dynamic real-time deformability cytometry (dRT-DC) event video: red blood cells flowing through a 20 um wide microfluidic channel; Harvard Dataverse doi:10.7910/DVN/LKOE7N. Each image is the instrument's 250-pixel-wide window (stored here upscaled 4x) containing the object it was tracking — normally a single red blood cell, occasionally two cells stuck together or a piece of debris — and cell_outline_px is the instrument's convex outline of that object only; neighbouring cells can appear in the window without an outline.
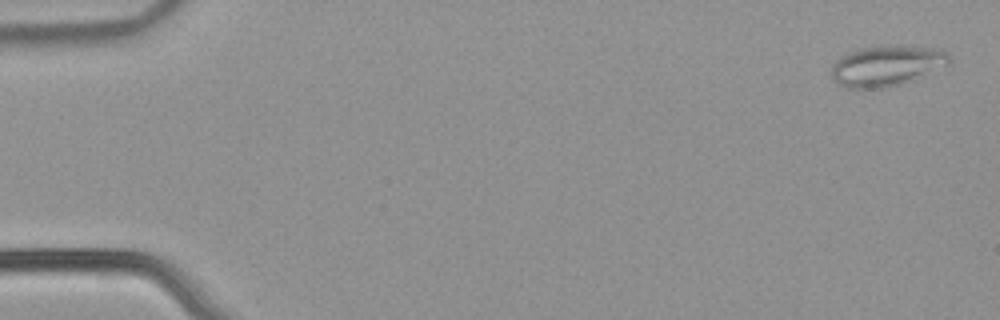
{"species": "common noctule bat (a hibernating species)", "species_latin": "Nyctalus noctula", "temperature_condition": "warm", "stored_images_in_passage": 54, "camera_frame_rate_fps": 3000, "um_per_image_px": 0.085, "animal": {"sex": "male", "body_mass_g": 21.5, "forearm_length_mm": 52.0}, "frame": {"image": 1, "passage_image": 2, "time_ms": 0.333, "image_size_px": [1000, 320], "cell_outline_px": [[952, 60], [948, 64], [912, 80], [900, 84], [884, 88], [848, 88], [840, 84], [832, 76], [832, 64], [840, 56], [860, 48], [940, 48]], "centroid_in_image_um": [75.33, 5.63], "position_along_channel_um": 9.7, "area_um2": 26.65}}
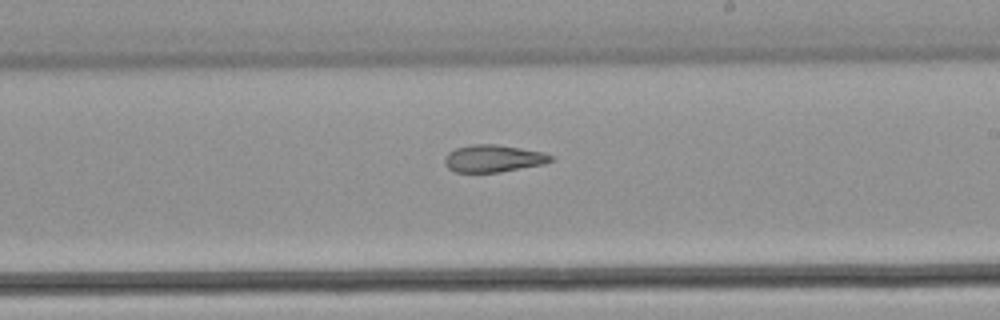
{"frame": {"image": 2, "passage_image": 32, "time_ms": 10.333, "image_size_px": [1000, 320], "cell_outline_px": [[552, 160], [544, 164], [500, 172], [456, 172], [448, 168], [444, 164], [444, 156], [448, 152], [456, 148], [472, 144], [496, 144], [544, 152], [552, 156]], "centroid_in_image_um": [41.9, 13.47], "position_along_channel_um": 247.1, "area_um2": 16.88}}
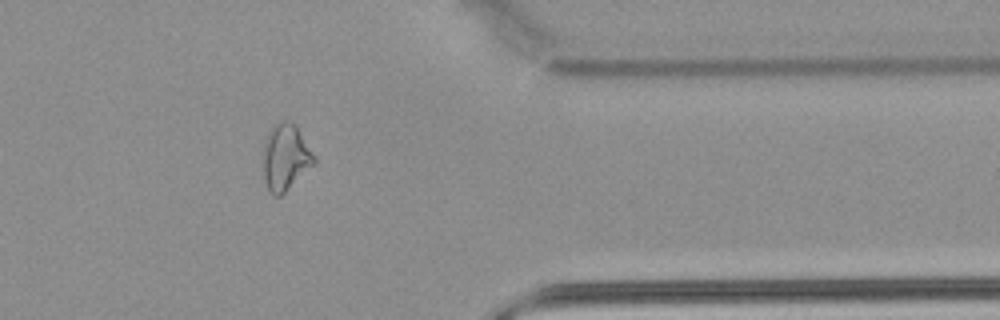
{"frame": {"image": 3, "passage_image": 44, "time_ms": 14.333, "image_size_px": [1000, 320], "cell_outline_px": [[316, 160], [280, 196], [276, 196], [268, 188], [264, 176], [264, 140], [268, 132], [280, 120], [288, 120], [296, 124], [316, 156]], "centroid_in_image_um": [24.27, 13.29], "position_along_channel_um": 387.1, "area_um2": 19.25}, "authors_computed_cell_mechanics": {"area_um2": 20.9236, "velocity_mm_per_s": 3.8562, "shape_relaxation_time_tau1_ms": null, "shape_relaxation_time_tau2_ms": 3.3796, "deformation_change_tau1": null, "deformation_change_tau2": 0.0985}}